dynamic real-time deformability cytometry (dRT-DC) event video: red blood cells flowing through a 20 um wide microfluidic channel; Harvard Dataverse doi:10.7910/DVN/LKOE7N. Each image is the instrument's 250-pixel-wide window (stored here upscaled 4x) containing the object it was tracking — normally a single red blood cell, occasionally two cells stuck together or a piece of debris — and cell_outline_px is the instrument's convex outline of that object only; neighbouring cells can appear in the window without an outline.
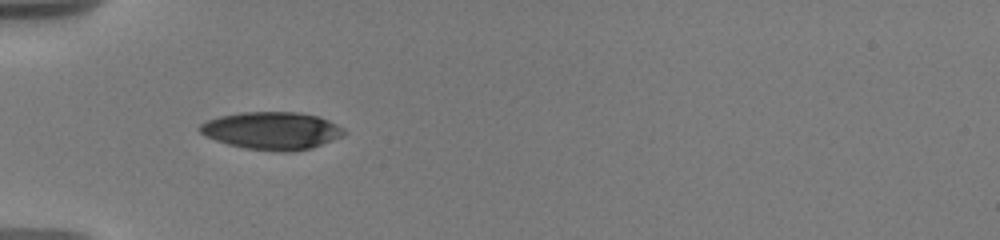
{"species": "human", "species_latin": "Homo sapiens", "temperature_condition": "warm", "stored_images_in_passage": 17, "camera_frame_rate_fps": 3000, "um_per_image_px": 0.085, "donor": {"sex": "male"}, "frame": {"image": 1, "passage_image": 1, "time_ms": 0.0, "image_size_px": [1000, 240], "cell_outline_px": [[344, 132], [340, 136], [312, 148], [292, 152], [284, 152], [248, 148], [228, 144], [216, 140], [200, 132], [196, 128], [200, 124], [208, 120], [220, 116], [240, 112], [300, 112], [320, 116], [344, 128]], "centroid_in_image_um": [23.1, 11.09], "position_along_channel_um": 61.9, "area_um2": 31.39}}
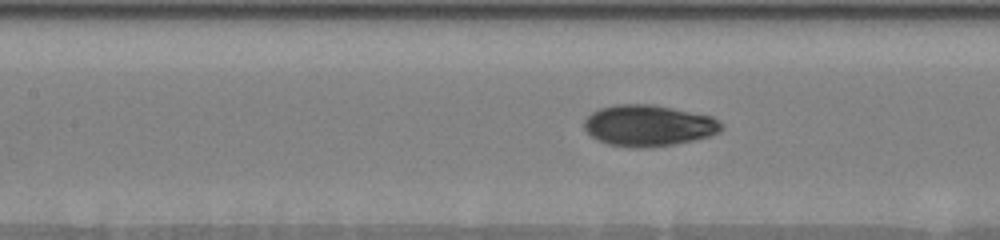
{"frame": {"image": 2, "passage_image": 12, "time_ms": 2.667, "image_size_px": [1000, 240], "cell_outline_px": [[724, 128], [720, 132], [712, 136], [672, 144], [644, 148], [632, 148], [608, 144], [592, 136], [584, 128], [584, 120], [592, 112], [600, 108], [616, 104], [652, 104], [712, 116], [724, 124]], "centroid_in_image_um": [55.15, 10.67], "position_along_channel_um": 152.2, "area_um2": 33.0}}
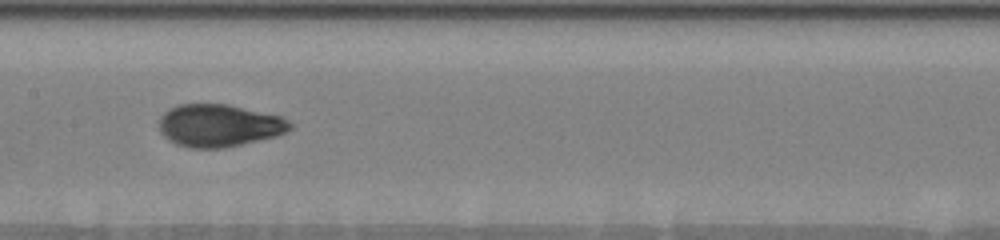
{"frame": {"image": 3, "passage_image": 16, "time_ms": 3.667, "image_size_px": [1000, 240], "cell_outline_px": [[292, 128], [276, 136], [224, 148], [192, 148], [176, 144], [168, 140], [160, 132], [160, 116], [168, 108], [176, 104], [228, 104], [280, 116], [288, 120], [292, 124]], "centroid_in_image_um": [18.59, 10.66], "position_along_channel_um": 188.8, "area_um2": 32.43}}